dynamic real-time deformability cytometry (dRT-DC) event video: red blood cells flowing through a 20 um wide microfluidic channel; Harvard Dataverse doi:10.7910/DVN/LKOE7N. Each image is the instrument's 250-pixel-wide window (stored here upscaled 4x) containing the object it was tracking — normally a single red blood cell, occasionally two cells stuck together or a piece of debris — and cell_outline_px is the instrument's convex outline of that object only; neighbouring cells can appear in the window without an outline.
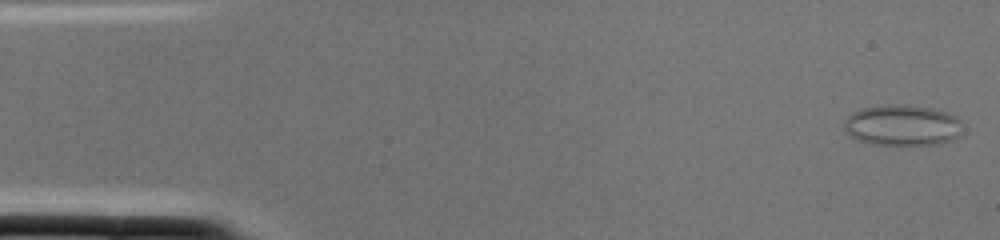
{"species": "common noctule bat (a hibernating species)", "species_latin": "Nyctalus noctula", "temperature_condition": "cold", "stored_images_in_passage": 2, "segment_of_instrument_passage": [2, 2], "camera_frame_rate_fps": 3000, "um_per_image_px": 0.085, "animal": {"sex": "female", "body_mass_g": 22.0, "forearm_length_mm": 56.7}, "frame": {"image": 1, "passage_image": 2, "time_ms": 0.333, "image_size_px": [1000, 240], "cell_outline_px": [[960, 120], [956, 136], [940, 144], [876, 144], [856, 140], [844, 128], [844, 120], [852, 112], [860, 108], [888, 104], [900, 104], [932, 108], [948, 112], [956, 116]], "centroid_in_image_um": [76.63, 10.62], "position_along_channel_um": 8.4, "area_um2": 27.86}}